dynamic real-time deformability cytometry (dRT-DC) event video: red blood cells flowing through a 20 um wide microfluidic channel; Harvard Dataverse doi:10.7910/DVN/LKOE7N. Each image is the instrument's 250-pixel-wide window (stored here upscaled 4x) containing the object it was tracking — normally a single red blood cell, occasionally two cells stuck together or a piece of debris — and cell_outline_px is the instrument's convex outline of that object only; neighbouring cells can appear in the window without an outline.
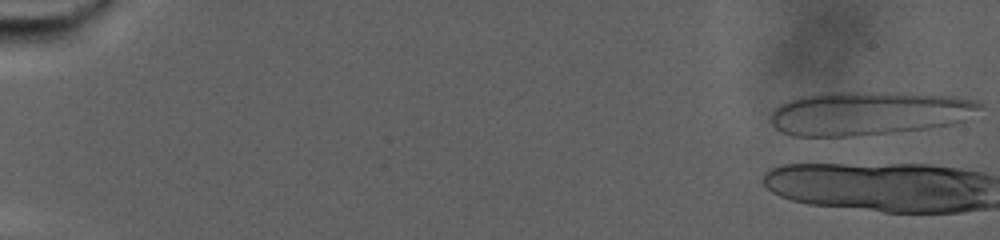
{"species": "human", "species_latin": "Homo sapiens", "temperature_condition": "warm", "stored_images_in_passage": 4, "camera_frame_rate_fps": 3000, "um_per_image_px": 0.085, "donor": {"sex": "male"}, "frame": {"image": 1, "passage_image": 1, "time_ms": 0.0, "image_size_px": [1000, 240], "cell_outline_px": [[984, 104], [964, 120], [952, 124], [928, 128], [892, 132], [852, 136], [792, 136], [776, 128], [772, 124], [772, 112], [780, 104], [788, 100], [800, 96], [828, 92], [872, 92], [956, 96], [976, 100]], "centroid_in_image_um": [73.83, 9.62], "position_along_channel_um": 11.2, "area_um2": 53.0}}